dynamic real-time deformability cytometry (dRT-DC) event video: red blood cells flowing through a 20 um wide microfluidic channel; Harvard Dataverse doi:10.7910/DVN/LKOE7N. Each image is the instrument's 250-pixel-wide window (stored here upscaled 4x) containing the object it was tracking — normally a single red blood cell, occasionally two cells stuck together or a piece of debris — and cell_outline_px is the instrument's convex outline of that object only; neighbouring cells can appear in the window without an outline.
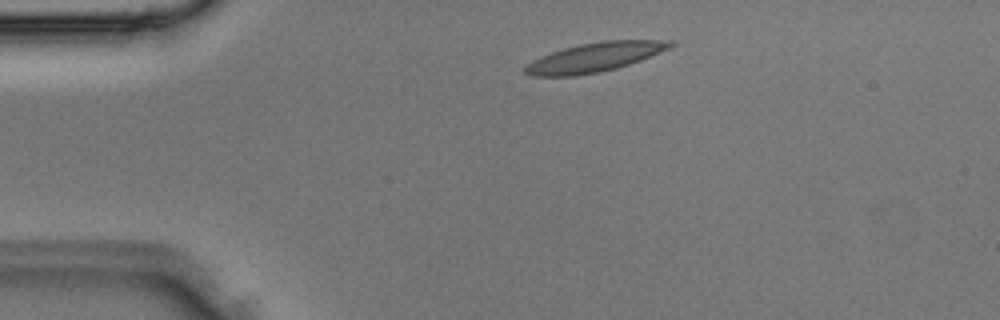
{"species": "Egyptian fruit bat (a non-hibernating species)", "species_latin": "Rousettus aegyptiacus", "temperature_condition": "room temperature", "stored_images_in_passage": 3, "camera_frame_rate_fps": 3000, "um_per_image_px": 0.085, "animal": {"sex": "male"}, "frame": {"image": 1, "passage_image": 3, "time_ms": 0.667, "image_size_px": [1000, 320], "cell_outline_px": [[676, 44], [668, 48], [640, 60], [616, 68], [600, 72], [576, 76], [532, 76], [524, 72], [524, 68], [532, 60], [552, 52], [564, 48], [580, 44], [604, 40], [676, 40]], "centroid_in_image_um": [50.55, 4.86], "position_along_channel_um": 34.5, "area_um2": 24.51}}